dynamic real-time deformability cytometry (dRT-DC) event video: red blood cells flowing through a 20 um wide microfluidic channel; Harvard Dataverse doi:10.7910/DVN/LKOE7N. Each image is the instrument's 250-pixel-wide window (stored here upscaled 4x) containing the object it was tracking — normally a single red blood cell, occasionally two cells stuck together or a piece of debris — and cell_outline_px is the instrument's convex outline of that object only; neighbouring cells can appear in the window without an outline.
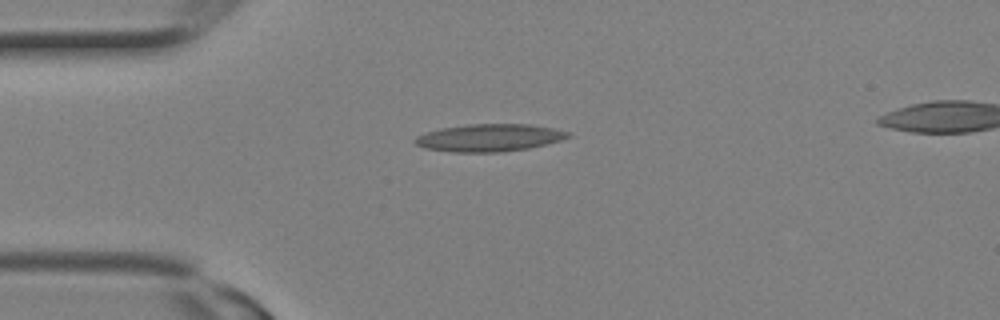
{"species": "Egyptian fruit bat (a non-hibernating species)", "species_latin": "Rousettus aegyptiacus", "temperature_condition": "room temperature", "stored_images_in_passage": 2, "segment_of_instrument_passage": [1, 2], "camera_frame_rate_fps": 3000, "um_per_image_px": 0.085, "animal": {"sex": "female"}, "frame": {"image": 1, "passage_image": 1, "time_ms": 0.0, "image_size_px": [1000, 320], "cell_outline_px": [[572, 136], [560, 140], [528, 148], [500, 152], [452, 152], [424, 148], [416, 144], [412, 140], [416, 136], [440, 128], [468, 124], [528, 124], [552, 128], [568, 132]], "centroid_in_image_um": [41.55, 11.71], "position_along_channel_um": 43.5, "area_um2": 24.33}}